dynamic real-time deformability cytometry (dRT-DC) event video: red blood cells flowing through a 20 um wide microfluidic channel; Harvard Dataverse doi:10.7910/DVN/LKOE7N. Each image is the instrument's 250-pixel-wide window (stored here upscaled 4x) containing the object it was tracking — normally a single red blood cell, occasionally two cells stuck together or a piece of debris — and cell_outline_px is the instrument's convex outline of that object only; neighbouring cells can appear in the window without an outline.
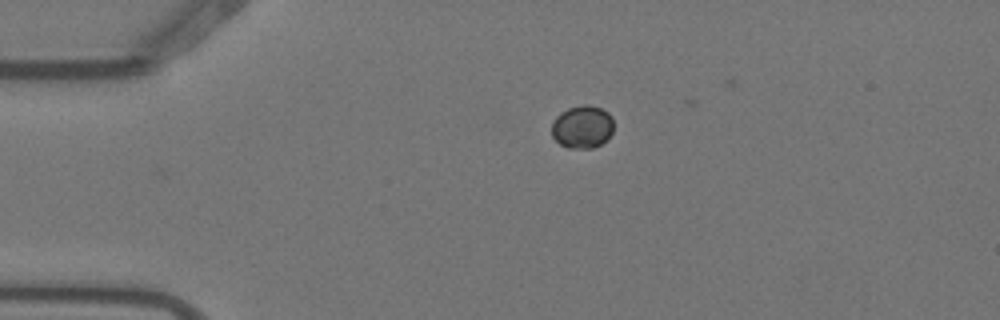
{"species": "Egyptian fruit bat (a non-hibernating species)", "species_latin": "Rousettus aegyptiacus", "temperature_condition": "warm", "stored_images_in_passage": 4, "camera_frame_rate_fps": 3000, "um_per_image_px": 0.085, "animal": {"sex": "female"}, "frame": {"image": 1, "passage_image": 4, "time_ms": 1.0, "image_size_px": [1000, 320], "cell_outline_px": [[612, 132], [600, 144], [592, 148], [568, 148], [560, 144], [552, 136], [552, 120], [560, 112], [568, 108], [584, 104], [588, 104], [600, 108], [608, 112], [612, 116]], "centroid_in_image_um": [49.47, 10.77], "position_along_channel_um": 35.5, "area_um2": 15.43}}